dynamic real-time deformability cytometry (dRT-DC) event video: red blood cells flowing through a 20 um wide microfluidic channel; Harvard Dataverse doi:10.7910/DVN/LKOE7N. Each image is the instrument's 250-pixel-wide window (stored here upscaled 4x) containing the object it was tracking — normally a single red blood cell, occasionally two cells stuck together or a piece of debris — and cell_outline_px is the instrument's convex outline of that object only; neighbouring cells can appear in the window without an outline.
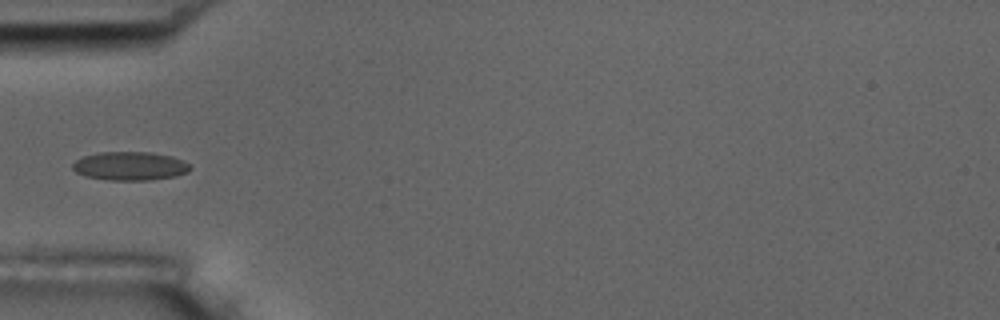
{"species": "common noctule bat (a hibernating species)", "species_latin": "Nyctalus noctula", "temperature_condition": "room temperature", "stored_images_in_passage": 5, "camera_frame_rate_fps": 3000, "um_per_image_px": 0.085, "animal": {"sex": "male", "body_mass_g": 17.5, "forearm_length_mm": 52.3}, "frame": {"image": 1, "passage_image": 5, "time_ms": 4.667, "image_size_px": [1000, 320], "cell_outline_px": [[192, 168], [188, 172], [176, 176], [148, 180], [108, 180], [84, 176], [76, 172], [72, 168], [72, 164], [76, 160], [84, 156], [100, 152], [152, 152], [172, 156], [184, 160]], "centroid_in_image_um": [11.06, 14.11], "position_along_channel_um": 73.9, "area_um2": 19.71}}